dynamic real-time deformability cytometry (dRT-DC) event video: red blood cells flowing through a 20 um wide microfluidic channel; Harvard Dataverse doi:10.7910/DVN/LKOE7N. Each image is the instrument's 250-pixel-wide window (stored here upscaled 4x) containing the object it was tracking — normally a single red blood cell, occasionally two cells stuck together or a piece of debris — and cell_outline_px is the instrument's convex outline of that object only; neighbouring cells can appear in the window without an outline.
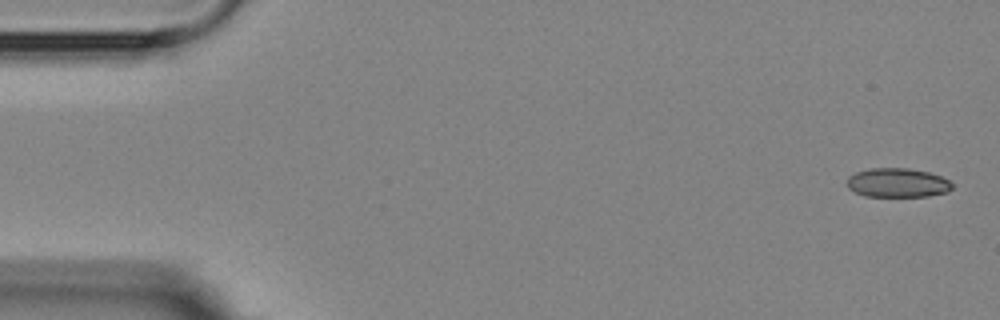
{"species": "Egyptian fruit bat (a non-hibernating species)", "species_latin": "Rousettus aegyptiacus", "temperature_condition": "room temperature", "stored_images_in_passage": 5, "camera_frame_rate_fps": 3000, "um_per_image_px": 0.085, "animal": {"sex": "female"}, "frame": {"image": 1, "passage_image": 1, "time_ms": 0.0, "image_size_px": [1000, 320], "cell_outline_px": [[952, 188], [948, 192], [928, 196], [864, 196], [848, 188], [848, 176], [856, 172], [872, 168], [908, 168], [928, 172], [940, 176], [948, 180], [952, 184]], "centroid_in_image_um": [76.29, 15.53], "position_along_channel_um": 8.7, "area_um2": 17.74}}
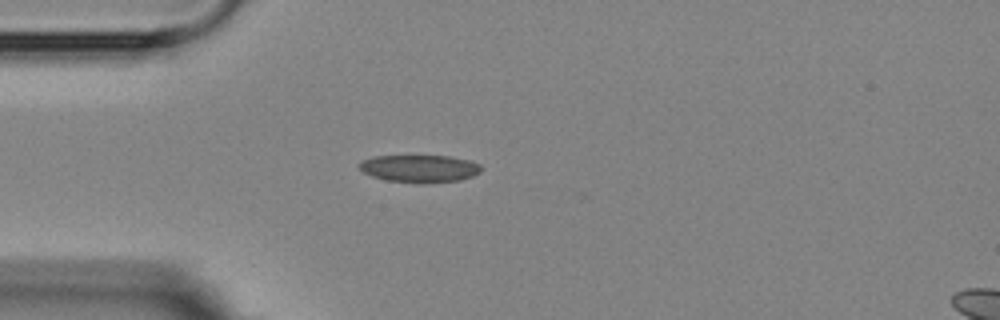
{"frame": {"image": 2, "passage_image": 5, "time_ms": 4.333, "image_size_px": [1000, 320], "cell_outline_px": [[480, 172], [472, 176], [460, 180], [424, 184], [416, 184], [384, 180], [372, 176], [364, 172], [356, 164], [360, 160], [372, 156], [448, 156], [472, 160], [480, 164]], "centroid_in_image_um": [35.63, 14.33], "position_along_channel_um": 49.4, "area_um2": 19.94}}